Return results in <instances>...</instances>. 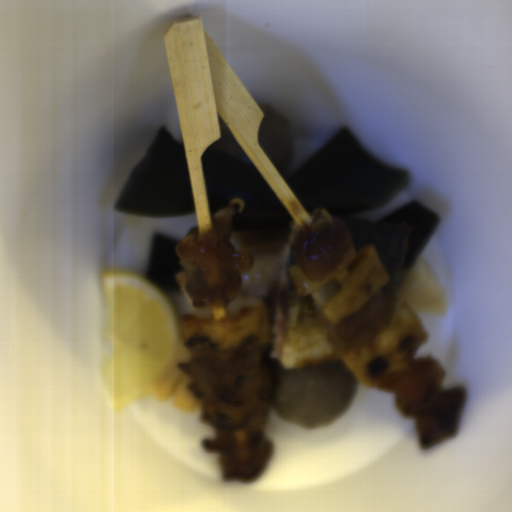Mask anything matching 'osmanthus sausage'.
I'll list each match as a JSON object with an SVG mask.
<instances>
[{
	"mask_svg": "<svg viewBox=\"0 0 512 512\" xmlns=\"http://www.w3.org/2000/svg\"><path fill=\"white\" fill-rule=\"evenodd\" d=\"M176 321L180 344L172 359L167 374L156 387L150 390L159 401L172 399L175 407L192 414L202 407L199 397L193 394L190 389V378L185 372L178 369L179 362H189L192 356L182 339L181 319L176 318Z\"/></svg>",
	"mask_w": 512,
	"mask_h": 512,
	"instance_id": "a09e9dec",
	"label": "osmanthus sausage"
},
{
	"mask_svg": "<svg viewBox=\"0 0 512 512\" xmlns=\"http://www.w3.org/2000/svg\"><path fill=\"white\" fill-rule=\"evenodd\" d=\"M395 311L408 305L413 313L445 314L447 301L426 259L419 257L401 272Z\"/></svg>",
	"mask_w": 512,
	"mask_h": 512,
	"instance_id": "d35146e8",
	"label": "osmanthus sausage"
}]
</instances>
